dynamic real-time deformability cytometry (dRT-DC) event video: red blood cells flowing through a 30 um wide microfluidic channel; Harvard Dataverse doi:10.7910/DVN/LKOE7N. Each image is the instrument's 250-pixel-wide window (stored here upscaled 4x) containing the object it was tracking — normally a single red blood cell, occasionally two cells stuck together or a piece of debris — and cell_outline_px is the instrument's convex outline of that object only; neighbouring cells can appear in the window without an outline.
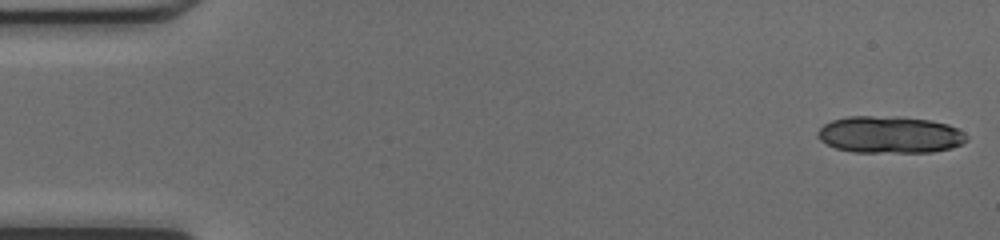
{"species": "common noctule bat (a hibernating species)", "species_latin": "Nyctalus noctula", "temperature_condition": "cold", "stored_images_in_passage": 34, "camera_frame_rate_fps": 3000, "um_per_image_px": 0.085, "animal": {"sex": "female", "body_mass_g": 17.0, "forearm_length_mm": 48.0}, "frame": {"image": 1, "passage_image": 1, "time_ms": 0.0, "image_size_px": [1000, 240], "cell_outline_px": [[968, 140], [952, 148], [932, 152], [852, 152], [836, 148], [820, 140], [816, 136], [816, 132], [824, 124], [832, 120], [848, 116], [896, 116], [932, 120], [948, 124], [964, 132], [968, 136]], "centroid_in_image_um": [75.64, 11.44], "position_along_channel_um": 9.4, "area_um2": 32.37}}
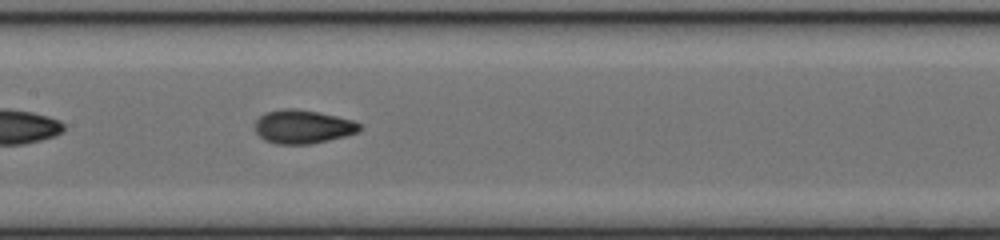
{"frame": {"image": 2, "passage_image": 24, "time_ms": 7.667, "image_size_px": [1000, 240], "cell_outline_px": [[364, 128], [360, 132], [328, 140], [308, 144], [276, 144], [264, 140], [256, 132], [256, 120], [260, 116], [268, 112], [284, 108], [296, 108], [336, 116], [352, 120], [360, 124]], "centroid_in_image_um": [25.76, 10.77], "position_along_channel_um": 181.6, "area_um2": 20.4}}
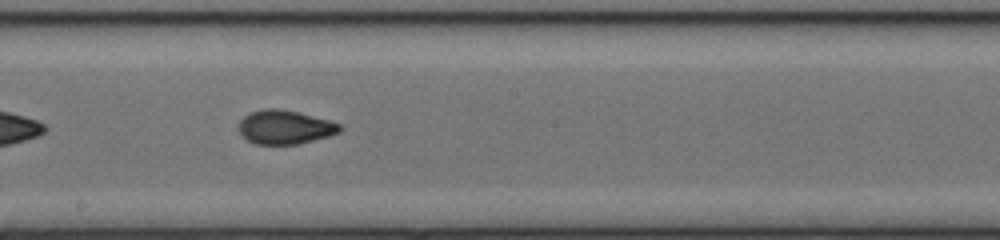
{"frame": {"image": 3, "passage_image": 27, "time_ms": 8.667, "image_size_px": [1000, 240], "cell_outline_px": [[344, 128], [340, 132], [328, 136], [296, 144], [256, 144], [248, 140], [240, 132], [240, 120], [248, 112], [264, 108], [280, 108], [328, 120], [340, 124]], "centroid_in_image_um": [24.21, 10.79], "position_along_channel_um": 224.0, "area_um2": 19.77}}